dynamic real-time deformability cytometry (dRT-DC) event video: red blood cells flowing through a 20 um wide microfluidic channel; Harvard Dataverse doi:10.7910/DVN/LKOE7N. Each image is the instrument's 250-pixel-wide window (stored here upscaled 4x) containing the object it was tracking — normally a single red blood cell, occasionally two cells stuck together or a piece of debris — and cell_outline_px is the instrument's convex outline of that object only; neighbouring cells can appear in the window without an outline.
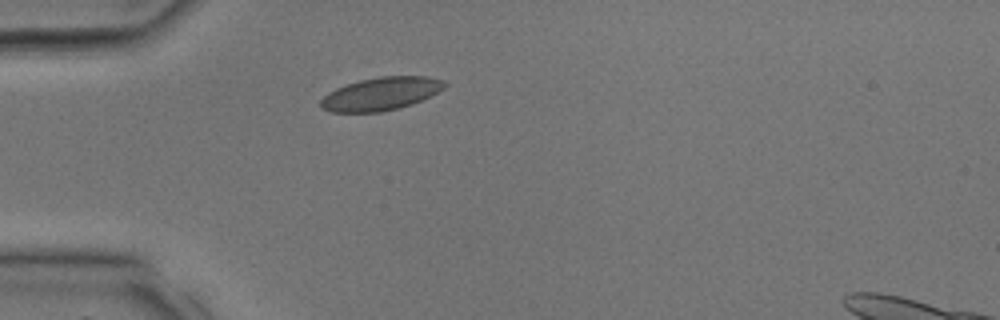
{"species": "common noctule bat (a hibernating species)", "species_latin": "Nyctalus noctula", "temperature_condition": "room temperature", "stored_images_in_passage": 2, "camera_frame_rate_fps": 3000, "um_per_image_px": 0.085, "animal": {"sex": "male", "body_mass_g": 17.9, "forearm_length_mm": 54.2}, "frame": {"image": 1, "passage_image": 1, "time_ms": 0.0, "image_size_px": [1000, 320], "cell_outline_px": [[448, 84], [444, 88], [412, 104], [400, 108], [380, 112], [332, 112], [320, 108], [320, 100], [328, 92], [336, 88], [360, 80], [380, 76], [428, 76], [444, 80]], "centroid_in_image_um": [32.36, 7.97], "position_along_channel_um": 52.6, "area_um2": 23.81}}